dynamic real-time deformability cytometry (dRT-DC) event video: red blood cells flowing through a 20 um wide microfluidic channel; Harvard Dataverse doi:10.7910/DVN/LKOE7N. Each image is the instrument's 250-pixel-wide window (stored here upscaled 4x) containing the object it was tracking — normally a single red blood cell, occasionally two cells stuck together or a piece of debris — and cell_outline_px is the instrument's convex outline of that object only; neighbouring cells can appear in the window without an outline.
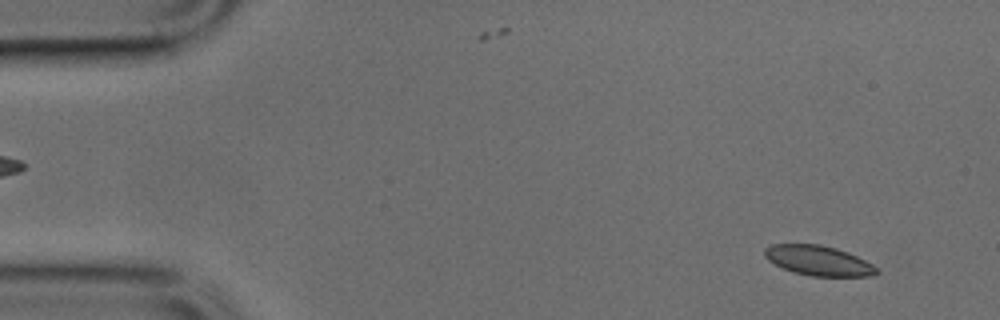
{"species": "common noctule bat (a hibernating species)", "species_latin": "Nyctalus noctula", "temperature_condition": "cold", "stored_images_in_passage": 13, "camera_frame_rate_fps": 3000, "um_per_image_px": 0.085, "animal": {"sex": "male", "body_mass_g": 17.9, "forearm_length_mm": 54.2}, "frame": {"image": 1, "passage_image": 3, "time_ms": 0.667, "image_size_px": [1000, 320], "cell_outline_px": [[880, 272], [868, 276], [812, 276], [792, 272], [768, 260], [764, 256], [764, 248], [772, 244], [820, 244], [836, 248], [848, 252], [880, 268]], "centroid_in_image_um": [69.57, 22.15], "position_along_channel_um": 15.4, "area_um2": 19.54}}